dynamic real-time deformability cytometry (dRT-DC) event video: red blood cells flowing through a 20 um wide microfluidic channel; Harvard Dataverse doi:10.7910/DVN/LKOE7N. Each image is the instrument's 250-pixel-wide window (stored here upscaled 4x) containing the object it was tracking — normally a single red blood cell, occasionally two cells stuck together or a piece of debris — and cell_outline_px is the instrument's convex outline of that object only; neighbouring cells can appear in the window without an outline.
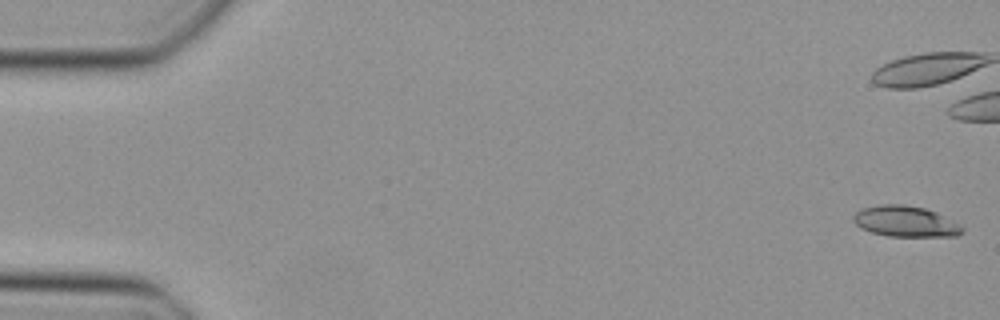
{"species": "Egyptian fruit bat (a non-hibernating species)", "species_latin": "Rousettus aegyptiacus", "temperature_condition": "cold", "stored_images_in_passage": 40, "camera_frame_rate_fps": 3000, "um_per_image_px": 0.085, "animal": {"sex": "female"}, "frame": {"image": 1, "passage_image": 1, "time_ms": 0.0, "image_size_px": [1000, 320], "cell_outline_px": [[964, 232], [956, 236], [888, 236], [872, 232], [860, 228], [852, 220], [852, 216], [856, 212], [864, 208], [880, 204], [900, 204], [924, 208], [936, 212], [964, 228]], "centroid_in_image_um": [76.93, 18.82], "position_along_channel_um": 8.1, "area_um2": 19.36}}